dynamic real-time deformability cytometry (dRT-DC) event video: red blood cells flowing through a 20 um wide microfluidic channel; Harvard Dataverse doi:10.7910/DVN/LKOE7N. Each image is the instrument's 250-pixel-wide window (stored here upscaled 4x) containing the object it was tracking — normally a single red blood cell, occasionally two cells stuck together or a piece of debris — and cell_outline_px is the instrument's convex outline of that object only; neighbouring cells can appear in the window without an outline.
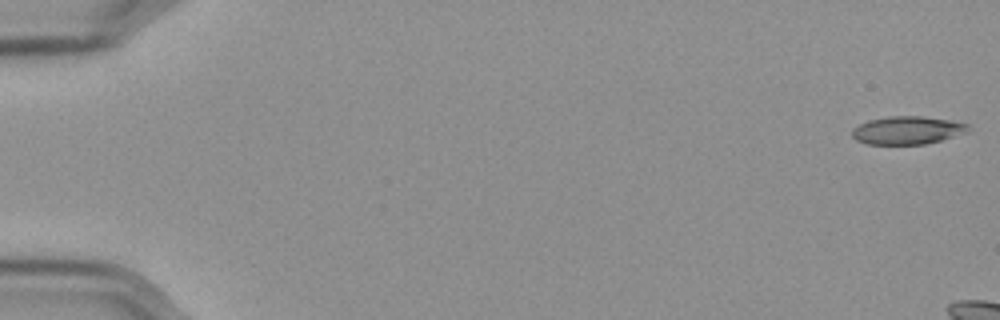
{"species": "Egyptian fruit bat (a non-hibernating species)", "species_latin": "Rousettus aegyptiacus", "temperature_condition": "cold", "stored_images_in_passage": 13, "camera_frame_rate_fps": 3000, "um_per_image_px": 0.085, "frame": {"image": 1, "passage_image": 1, "time_ms": 0.0, "image_size_px": [1000, 320], "cell_outline_px": [[972, 128], [968, 132], [940, 140], [924, 144], [868, 144], [856, 140], [852, 136], [852, 128], [868, 120], [888, 116], [920, 116], [948, 120], [968, 124]], "centroid_in_image_um": [77.12, 11.07], "position_along_channel_um": 7.9, "area_um2": 18.9}}